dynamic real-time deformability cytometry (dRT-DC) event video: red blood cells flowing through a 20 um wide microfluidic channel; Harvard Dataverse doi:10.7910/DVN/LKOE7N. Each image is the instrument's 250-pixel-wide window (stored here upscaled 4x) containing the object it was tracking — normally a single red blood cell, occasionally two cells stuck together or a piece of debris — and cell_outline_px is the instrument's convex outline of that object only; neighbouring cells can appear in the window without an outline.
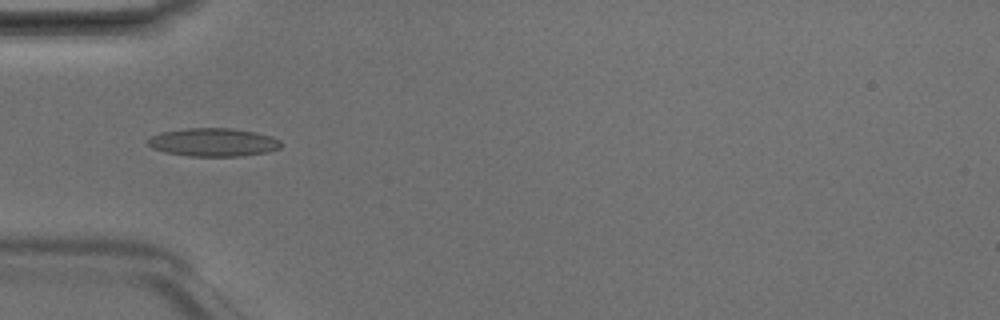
{"species": "Egyptian fruit bat (a non-hibernating species)", "species_latin": "Rousettus aegyptiacus", "temperature_condition": "room temperature", "stored_images_in_passage": 5, "camera_frame_rate_fps": 3000, "um_per_image_px": 0.085, "animal": {"sex": "male"}, "frame": {"image": 1, "passage_image": 5, "time_ms": 1.333, "image_size_px": [1000, 320], "cell_outline_px": [[280, 148], [268, 152], [240, 156], [188, 156], [164, 152], [152, 148], [148, 144], [148, 140], [152, 136], [160, 132], [188, 128], [232, 128], [256, 132], [272, 136], [280, 140]], "centroid_in_image_um": [18.14, 12.09], "position_along_channel_um": 66.9, "area_um2": 21.96}}